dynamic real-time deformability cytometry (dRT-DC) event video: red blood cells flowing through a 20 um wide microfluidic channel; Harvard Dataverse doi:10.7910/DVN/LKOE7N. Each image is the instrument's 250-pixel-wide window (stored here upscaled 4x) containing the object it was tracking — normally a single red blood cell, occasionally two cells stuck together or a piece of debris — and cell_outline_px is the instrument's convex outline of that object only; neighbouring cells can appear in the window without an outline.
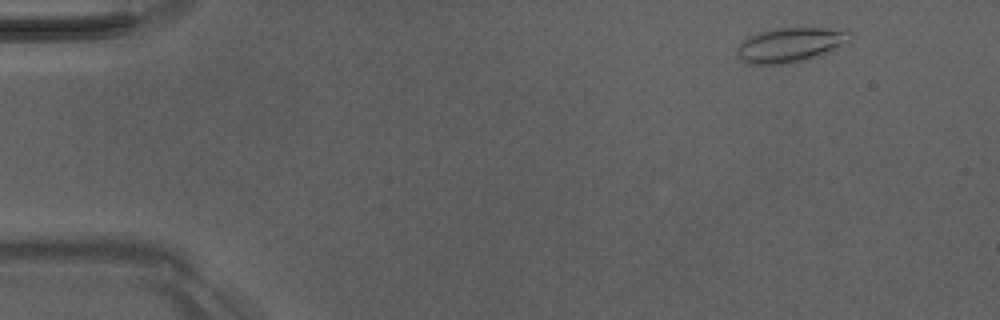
{"species": "Egyptian fruit bat (a non-hibernating species)", "species_latin": "Rousettus aegyptiacus", "temperature_condition": "room temperature", "stored_images_in_passage": 6, "camera_frame_rate_fps": 3000, "um_per_image_px": 0.085, "animal": {"sex": "male"}, "frame": {"image": 1, "passage_image": 6, "time_ms": 6.0, "image_size_px": [1000, 320], "cell_outline_px": [[856, 36], [848, 44], [824, 56], [780, 64], [752, 64], [744, 60], [736, 52], [736, 48], [744, 40], [760, 32], [776, 28], [848, 28]], "centroid_in_image_um": [67.38, 3.79], "position_along_channel_um": 17.6, "area_um2": 23.24}}